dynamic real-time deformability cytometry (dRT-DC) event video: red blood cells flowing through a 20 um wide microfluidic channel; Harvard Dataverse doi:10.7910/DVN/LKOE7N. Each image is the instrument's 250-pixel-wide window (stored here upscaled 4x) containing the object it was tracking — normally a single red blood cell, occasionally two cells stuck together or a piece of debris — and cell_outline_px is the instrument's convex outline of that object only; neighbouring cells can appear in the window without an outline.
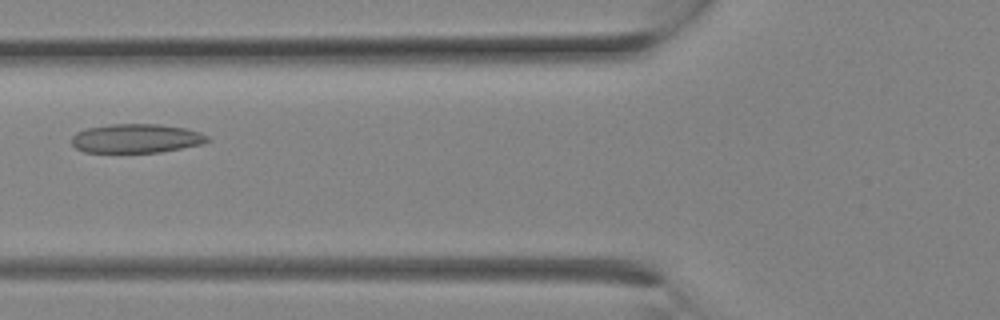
{"species": "Egyptian fruit bat (a non-hibernating species)", "species_latin": "Rousettus aegyptiacus", "temperature_condition": "room temperature", "stored_images_in_passage": 11, "camera_frame_rate_fps": 3000, "um_per_image_px": 0.085, "animal": {"sex": "female"}, "frame": {"image": 1, "passage_image": 10, "time_ms": 3.0, "image_size_px": [1000, 320], "cell_outline_px": [[212, 140], [204, 144], [160, 152], [84, 152], [76, 148], [72, 144], [72, 136], [76, 132], [88, 128], [112, 124], [160, 124], [184, 128], [200, 132], [208, 136]], "centroid_in_image_um": [11.62, 11.77], "position_along_channel_um": 114.2, "area_um2": 23.0}}